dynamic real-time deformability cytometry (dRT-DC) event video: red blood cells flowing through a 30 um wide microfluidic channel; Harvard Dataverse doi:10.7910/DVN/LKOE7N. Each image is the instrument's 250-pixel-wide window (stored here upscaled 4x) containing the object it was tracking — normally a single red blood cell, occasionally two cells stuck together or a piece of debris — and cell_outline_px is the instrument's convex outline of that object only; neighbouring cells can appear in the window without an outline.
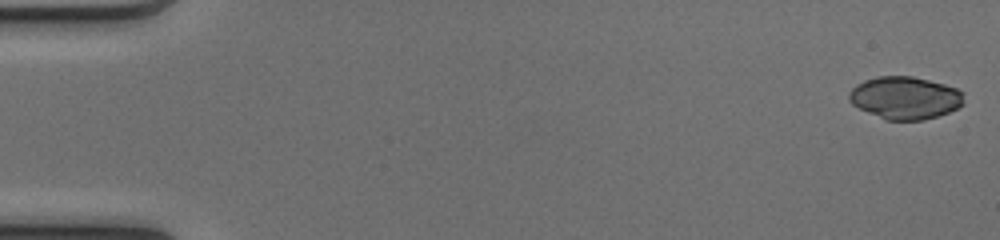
{"species": "common noctule bat (a hibernating species)", "species_latin": "Nyctalus noctula", "temperature_condition": "cold", "stored_images_in_passage": 44, "camera_frame_rate_fps": 3000, "um_per_image_px": 0.085, "animal": {"sex": "female", "body_mass_g": 17.0, "forearm_length_mm": 48.0}, "frame": {"image": 1, "passage_image": 1, "time_ms": 0.0, "image_size_px": [1000, 240], "cell_outline_px": [[964, 104], [948, 112], [924, 120], [884, 120], [852, 104], [848, 100], [848, 92], [856, 84], [864, 80], [876, 76], [912, 76], [944, 84], [956, 88], [964, 92]], "centroid_in_image_um": [76.91, 8.31], "position_along_channel_um": 8.1, "area_um2": 28.61}}
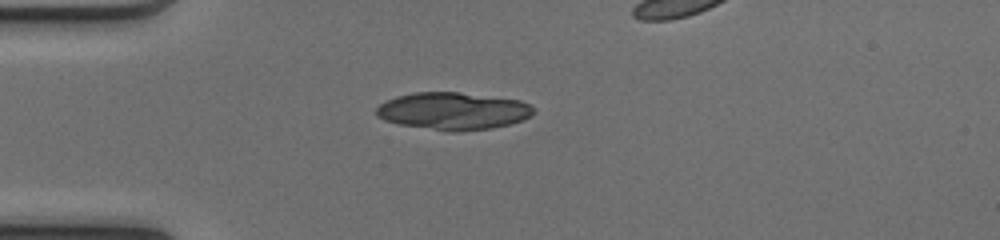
{"frame": {"image": 2, "passage_image": 14, "time_ms": 4.333, "image_size_px": [1000, 240], "cell_outline_px": [[536, 108], [524, 120], [492, 128], [460, 132], [448, 132], [400, 124], [384, 120], [376, 116], [376, 108], [380, 104], [396, 96], [416, 92], [460, 92], [520, 100]], "centroid_in_image_um": [38.5, 9.44], "position_along_channel_um": 46.5, "area_um2": 34.28}}